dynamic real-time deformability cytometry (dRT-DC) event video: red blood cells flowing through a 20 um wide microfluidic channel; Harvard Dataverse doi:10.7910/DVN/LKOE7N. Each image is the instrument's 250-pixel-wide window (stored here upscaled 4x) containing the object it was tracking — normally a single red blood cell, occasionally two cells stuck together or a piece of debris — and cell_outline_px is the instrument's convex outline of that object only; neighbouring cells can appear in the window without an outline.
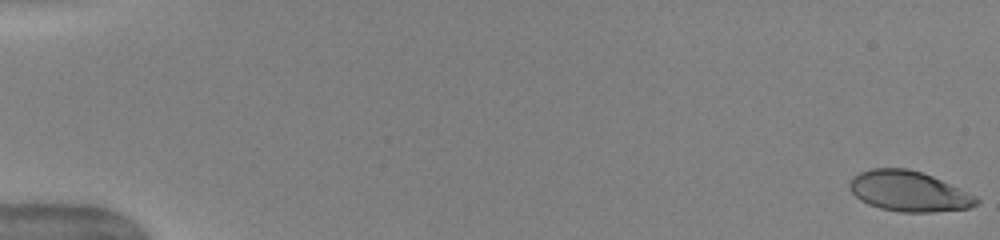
{"species": "human", "species_latin": "Homo sapiens", "temperature_condition": "warm", "stored_images_in_passage": 52, "camera_frame_rate_fps": 3000, "um_per_image_px": 0.085, "donor": {"sex": "female"}, "frame": {"image": 1, "passage_image": 1, "time_ms": 0.0, "image_size_px": [1000, 240], "cell_outline_px": [[980, 204], [968, 208], [932, 212], [900, 212], [880, 208], [868, 204], [860, 200], [852, 192], [848, 184], [852, 176], [860, 172], [872, 168], [908, 168], [932, 176], [976, 196], [980, 200]], "centroid_in_image_um": [77.23, 16.26], "position_along_channel_um": 7.8, "area_um2": 29.77}}
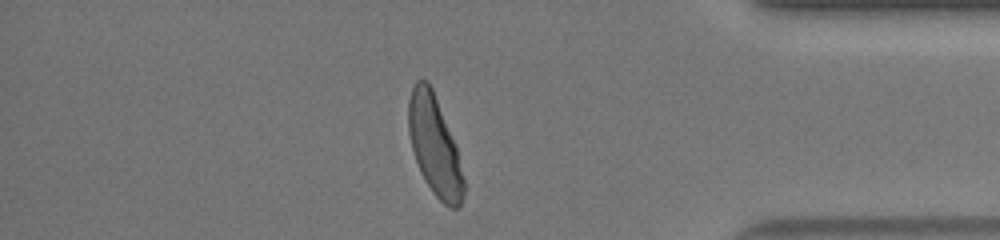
{"frame": {"image": 2, "passage_image": 45, "time_ms": 14.667, "image_size_px": [1000, 240], "cell_outline_px": [[464, 196], [460, 204], [456, 208], [452, 208], [444, 204], [432, 192], [420, 172], [412, 148], [408, 132], [408, 100], [412, 88], [416, 80], [428, 80], [432, 88], [456, 148], [464, 180]], "centroid_in_image_um": [36.91, 12.39], "position_along_channel_um": 398.3, "area_um2": 31.44}}
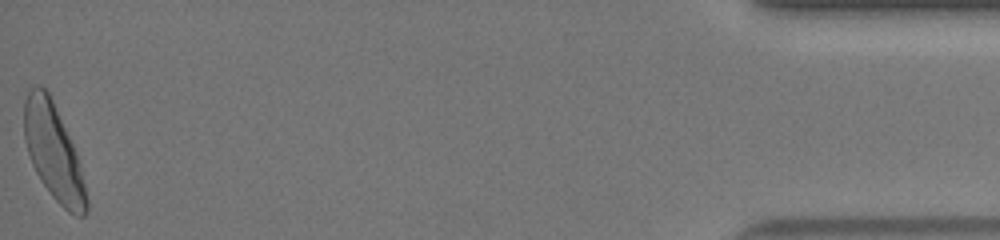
{"frame": {"image": 3, "passage_image": 52, "time_ms": 17.0, "image_size_px": [1000, 240], "cell_outline_px": [[88, 212], [84, 216], [76, 216], [68, 212], [52, 196], [40, 180], [32, 164], [24, 140], [24, 100], [28, 92], [32, 88], [40, 84], [48, 92], [52, 100], [76, 152], [88, 200]], "centroid_in_image_um": [4.54, 12.95], "position_along_channel_um": 430.7, "area_um2": 34.33}, "authors_computed_cell_mechanics": {"area_um2": 31.8478, "velocity_mm_per_s": 3.994, "shape_relaxation_time_tau1_ms": 2.8564, "shape_relaxation_time_tau2_ms": null, "deformation_change_tau1": 0.1663, "deformation_change_tau2": null}}